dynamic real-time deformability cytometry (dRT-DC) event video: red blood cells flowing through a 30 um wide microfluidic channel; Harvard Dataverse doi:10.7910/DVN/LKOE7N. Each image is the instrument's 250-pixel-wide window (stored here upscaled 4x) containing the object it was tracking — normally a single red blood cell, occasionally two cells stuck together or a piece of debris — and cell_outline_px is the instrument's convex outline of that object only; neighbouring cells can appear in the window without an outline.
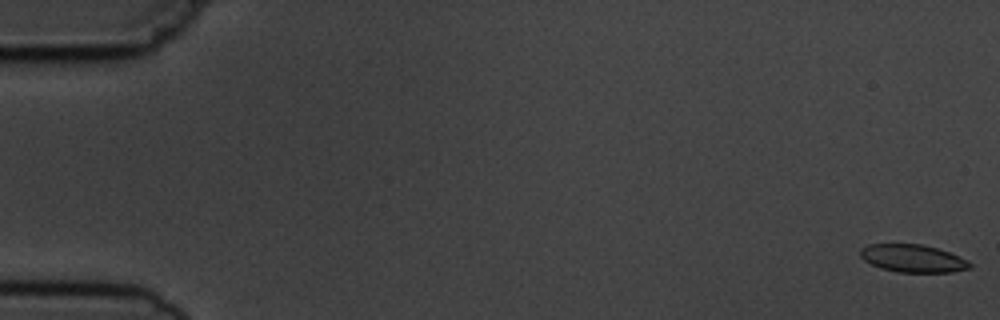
{"species": "common noctule bat (a hibernating species)", "species_latin": "Nyctalus noctula", "temperature_condition": "cold", "stored_images_in_passage": 5, "camera_frame_rate_fps": 3000, "um_per_image_px": 0.085, "animal": {"sex": "male", "body_mass_g": 19.5, "forearm_length_mm": 54.6}, "frame": {"image": 1, "passage_image": 1, "time_ms": 0.0, "image_size_px": [1000, 320], "cell_outline_px": [[972, 268], [952, 272], [896, 272], [880, 268], [864, 260], [860, 256], [860, 248], [868, 244], [920, 244], [936, 248], [948, 252], [968, 260], [972, 264]], "centroid_in_image_um": [77.58, 21.97], "position_along_channel_um": 7.4, "area_um2": 17.69}}
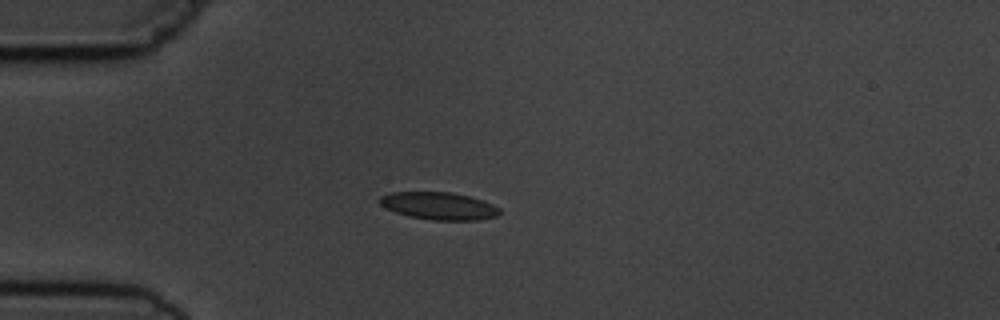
{"frame": {"image": 2, "passage_image": 5, "time_ms": 4.667, "image_size_px": [1000, 320], "cell_outline_px": [[500, 212], [496, 216], [476, 220], [432, 220], [412, 216], [396, 212], [380, 204], [376, 200], [380, 196], [392, 192], [452, 192], [484, 200], [500, 208]], "centroid_in_image_um": [37.31, 17.49], "position_along_channel_um": 47.7, "area_um2": 19.07}}